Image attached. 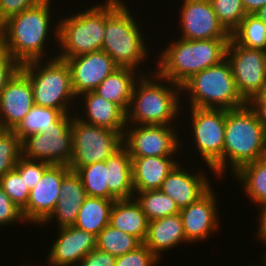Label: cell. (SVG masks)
Masks as SVG:
<instances>
[{"instance_id":"obj_1","label":"cell","mask_w":266,"mask_h":266,"mask_svg":"<svg viewBox=\"0 0 266 266\" xmlns=\"http://www.w3.org/2000/svg\"><path fill=\"white\" fill-rule=\"evenodd\" d=\"M51 1L45 0L8 18L0 25L3 44L20 65L42 58L45 60L44 58L48 57L45 56L47 54L45 52L48 51L45 49L48 48L46 43L51 39L49 37L52 33L58 44V22L55 27H51L55 19L52 18Z\"/></svg>"},{"instance_id":"obj_2","label":"cell","mask_w":266,"mask_h":266,"mask_svg":"<svg viewBox=\"0 0 266 266\" xmlns=\"http://www.w3.org/2000/svg\"><path fill=\"white\" fill-rule=\"evenodd\" d=\"M181 95V86L159 76L155 68L152 74L141 75L126 111L127 125L177 126L174 123L184 108Z\"/></svg>"},{"instance_id":"obj_3","label":"cell","mask_w":266,"mask_h":266,"mask_svg":"<svg viewBox=\"0 0 266 266\" xmlns=\"http://www.w3.org/2000/svg\"><path fill=\"white\" fill-rule=\"evenodd\" d=\"M231 38L185 40L176 38L159 53L155 71L162 78L182 85L192 75L226 59Z\"/></svg>"},{"instance_id":"obj_4","label":"cell","mask_w":266,"mask_h":266,"mask_svg":"<svg viewBox=\"0 0 266 266\" xmlns=\"http://www.w3.org/2000/svg\"><path fill=\"white\" fill-rule=\"evenodd\" d=\"M124 0H106L88 9L58 17V53L56 57L65 60L82 54L102 50L106 19ZM60 52V53H59Z\"/></svg>"},{"instance_id":"obj_5","label":"cell","mask_w":266,"mask_h":266,"mask_svg":"<svg viewBox=\"0 0 266 266\" xmlns=\"http://www.w3.org/2000/svg\"><path fill=\"white\" fill-rule=\"evenodd\" d=\"M266 157V129L253 111L244 105L225 109L223 176L230 167L231 175L243 165ZM230 166H229V165Z\"/></svg>"},{"instance_id":"obj_6","label":"cell","mask_w":266,"mask_h":266,"mask_svg":"<svg viewBox=\"0 0 266 266\" xmlns=\"http://www.w3.org/2000/svg\"><path fill=\"white\" fill-rule=\"evenodd\" d=\"M126 2H123L107 19L102 50L110 55L118 67L132 68L142 72L140 67L148 59L149 50L137 18ZM135 17V18H134ZM138 67V68H137ZM139 69V70H138ZM142 72V73H141Z\"/></svg>"},{"instance_id":"obj_7","label":"cell","mask_w":266,"mask_h":266,"mask_svg":"<svg viewBox=\"0 0 266 266\" xmlns=\"http://www.w3.org/2000/svg\"><path fill=\"white\" fill-rule=\"evenodd\" d=\"M49 56L51 59L47 58V62L43 59L31 61L22 64L20 70L30 80L35 105L59 109L64 114L72 113L77 97L72 87L69 66L56 55Z\"/></svg>"},{"instance_id":"obj_8","label":"cell","mask_w":266,"mask_h":266,"mask_svg":"<svg viewBox=\"0 0 266 266\" xmlns=\"http://www.w3.org/2000/svg\"><path fill=\"white\" fill-rule=\"evenodd\" d=\"M181 93L189 97L188 107L230 110L246 105L227 59L192 75L181 85Z\"/></svg>"},{"instance_id":"obj_9","label":"cell","mask_w":266,"mask_h":266,"mask_svg":"<svg viewBox=\"0 0 266 266\" xmlns=\"http://www.w3.org/2000/svg\"><path fill=\"white\" fill-rule=\"evenodd\" d=\"M73 153L68 167L79 168L106 161L124 146V132H117L81 121L72 114Z\"/></svg>"},{"instance_id":"obj_10","label":"cell","mask_w":266,"mask_h":266,"mask_svg":"<svg viewBox=\"0 0 266 266\" xmlns=\"http://www.w3.org/2000/svg\"><path fill=\"white\" fill-rule=\"evenodd\" d=\"M191 139L201 155L202 162L217 178H223V147L225 134V109L189 107Z\"/></svg>"},{"instance_id":"obj_11","label":"cell","mask_w":266,"mask_h":266,"mask_svg":"<svg viewBox=\"0 0 266 266\" xmlns=\"http://www.w3.org/2000/svg\"><path fill=\"white\" fill-rule=\"evenodd\" d=\"M233 78L241 97L247 102L266 86V52L248 49L230 39L226 51Z\"/></svg>"},{"instance_id":"obj_12","label":"cell","mask_w":266,"mask_h":266,"mask_svg":"<svg viewBox=\"0 0 266 266\" xmlns=\"http://www.w3.org/2000/svg\"><path fill=\"white\" fill-rule=\"evenodd\" d=\"M176 129L173 125H127L124 146L131 157L174 156L183 146Z\"/></svg>"},{"instance_id":"obj_13","label":"cell","mask_w":266,"mask_h":266,"mask_svg":"<svg viewBox=\"0 0 266 266\" xmlns=\"http://www.w3.org/2000/svg\"><path fill=\"white\" fill-rule=\"evenodd\" d=\"M72 114L58 127L28 136L21 141L22 157L69 165L73 153Z\"/></svg>"},{"instance_id":"obj_14","label":"cell","mask_w":266,"mask_h":266,"mask_svg":"<svg viewBox=\"0 0 266 266\" xmlns=\"http://www.w3.org/2000/svg\"><path fill=\"white\" fill-rule=\"evenodd\" d=\"M69 171L67 165H51L43 173L39 183L30 190L28 203L22 210L26 223L42 226L54 212L63 178Z\"/></svg>"},{"instance_id":"obj_15","label":"cell","mask_w":266,"mask_h":266,"mask_svg":"<svg viewBox=\"0 0 266 266\" xmlns=\"http://www.w3.org/2000/svg\"><path fill=\"white\" fill-rule=\"evenodd\" d=\"M179 15L180 38L207 40L231 38V34L219 22L209 0H183ZM182 29V30H181Z\"/></svg>"},{"instance_id":"obj_16","label":"cell","mask_w":266,"mask_h":266,"mask_svg":"<svg viewBox=\"0 0 266 266\" xmlns=\"http://www.w3.org/2000/svg\"><path fill=\"white\" fill-rule=\"evenodd\" d=\"M76 97L94 91L118 66L105 51H95L65 59Z\"/></svg>"},{"instance_id":"obj_17","label":"cell","mask_w":266,"mask_h":266,"mask_svg":"<svg viewBox=\"0 0 266 266\" xmlns=\"http://www.w3.org/2000/svg\"><path fill=\"white\" fill-rule=\"evenodd\" d=\"M213 187L199 200L180 209L186 240L191 243L205 241L219 228V208Z\"/></svg>"},{"instance_id":"obj_18","label":"cell","mask_w":266,"mask_h":266,"mask_svg":"<svg viewBox=\"0 0 266 266\" xmlns=\"http://www.w3.org/2000/svg\"><path fill=\"white\" fill-rule=\"evenodd\" d=\"M34 105L30 80L19 70L0 92V122L13 131Z\"/></svg>"},{"instance_id":"obj_19","label":"cell","mask_w":266,"mask_h":266,"mask_svg":"<svg viewBox=\"0 0 266 266\" xmlns=\"http://www.w3.org/2000/svg\"><path fill=\"white\" fill-rule=\"evenodd\" d=\"M183 166L184 164L179 163L167 175L160 188L176 202L179 209L196 202L212 188V182L209 181L204 170L194 173L193 170L190 172L187 167Z\"/></svg>"},{"instance_id":"obj_20","label":"cell","mask_w":266,"mask_h":266,"mask_svg":"<svg viewBox=\"0 0 266 266\" xmlns=\"http://www.w3.org/2000/svg\"><path fill=\"white\" fill-rule=\"evenodd\" d=\"M47 260L64 266L77 265L97 247V236L75 226L59 228Z\"/></svg>"},{"instance_id":"obj_21","label":"cell","mask_w":266,"mask_h":266,"mask_svg":"<svg viewBox=\"0 0 266 266\" xmlns=\"http://www.w3.org/2000/svg\"><path fill=\"white\" fill-rule=\"evenodd\" d=\"M77 99L79 101L82 99L80 102L83 105L80 108L83 109L85 115H83L84 112L78 114L75 111L74 115L81 121L117 132H125L126 110L119 103L109 102L94 91L83 93Z\"/></svg>"},{"instance_id":"obj_22","label":"cell","mask_w":266,"mask_h":266,"mask_svg":"<svg viewBox=\"0 0 266 266\" xmlns=\"http://www.w3.org/2000/svg\"><path fill=\"white\" fill-rule=\"evenodd\" d=\"M87 197L86 190L83 187L80 176L69 171L63 178L60 187V196L54 212L42 224H51V221H56L59 228L74 226L81 205Z\"/></svg>"},{"instance_id":"obj_23","label":"cell","mask_w":266,"mask_h":266,"mask_svg":"<svg viewBox=\"0 0 266 266\" xmlns=\"http://www.w3.org/2000/svg\"><path fill=\"white\" fill-rule=\"evenodd\" d=\"M176 156L131 157L134 192L160 190L167 175L179 164Z\"/></svg>"},{"instance_id":"obj_24","label":"cell","mask_w":266,"mask_h":266,"mask_svg":"<svg viewBox=\"0 0 266 266\" xmlns=\"http://www.w3.org/2000/svg\"><path fill=\"white\" fill-rule=\"evenodd\" d=\"M187 243L180 214L166 216L148 222L147 235L143 244L160 260L165 251ZM161 257V258H160Z\"/></svg>"},{"instance_id":"obj_25","label":"cell","mask_w":266,"mask_h":266,"mask_svg":"<svg viewBox=\"0 0 266 266\" xmlns=\"http://www.w3.org/2000/svg\"><path fill=\"white\" fill-rule=\"evenodd\" d=\"M109 225L135 236L142 243L145 241L148 220L134 198L114 201L110 212Z\"/></svg>"},{"instance_id":"obj_26","label":"cell","mask_w":266,"mask_h":266,"mask_svg":"<svg viewBox=\"0 0 266 266\" xmlns=\"http://www.w3.org/2000/svg\"><path fill=\"white\" fill-rule=\"evenodd\" d=\"M108 189L117 199H132L133 174L132 160L128 149L123 146L118 152L106 159Z\"/></svg>"},{"instance_id":"obj_27","label":"cell","mask_w":266,"mask_h":266,"mask_svg":"<svg viewBox=\"0 0 266 266\" xmlns=\"http://www.w3.org/2000/svg\"><path fill=\"white\" fill-rule=\"evenodd\" d=\"M140 71L118 67L108 75L94 92L109 102L119 103L126 111L129 107L133 88L141 77Z\"/></svg>"},{"instance_id":"obj_28","label":"cell","mask_w":266,"mask_h":266,"mask_svg":"<svg viewBox=\"0 0 266 266\" xmlns=\"http://www.w3.org/2000/svg\"><path fill=\"white\" fill-rule=\"evenodd\" d=\"M71 114L74 113L64 114L59 109L34 105L13 132L22 141L49 128H58Z\"/></svg>"},{"instance_id":"obj_29","label":"cell","mask_w":266,"mask_h":266,"mask_svg":"<svg viewBox=\"0 0 266 266\" xmlns=\"http://www.w3.org/2000/svg\"><path fill=\"white\" fill-rule=\"evenodd\" d=\"M232 175L241 184L243 193L252 204H266V157L243 165Z\"/></svg>"},{"instance_id":"obj_30","label":"cell","mask_w":266,"mask_h":266,"mask_svg":"<svg viewBox=\"0 0 266 266\" xmlns=\"http://www.w3.org/2000/svg\"><path fill=\"white\" fill-rule=\"evenodd\" d=\"M113 203L114 200L87 196L74 226L97 236L109 224Z\"/></svg>"},{"instance_id":"obj_31","label":"cell","mask_w":266,"mask_h":266,"mask_svg":"<svg viewBox=\"0 0 266 266\" xmlns=\"http://www.w3.org/2000/svg\"><path fill=\"white\" fill-rule=\"evenodd\" d=\"M133 198L140 205L148 222L180 212L176 202L161 190L134 192Z\"/></svg>"},{"instance_id":"obj_32","label":"cell","mask_w":266,"mask_h":266,"mask_svg":"<svg viewBox=\"0 0 266 266\" xmlns=\"http://www.w3.org/2000/svg\"><path fill=\"white\" fill-rule=\"evenodd\" d=\"M231 38L242 47L266 52V24L255 14H247Z\"/></svg>"},{"instance_id":"obj_33","label":"cell","mask_w":266,"mask_h":266,"mask_svg":"<svg viewBox=\"0 0 266 266\" xmlns=\"http://www.w3.org/2000/svg\"><path fill=\"white\" fill-rule=\"evenodd\" d=\"M76 173L80 176L87 196L117 200L108 189V171L106 161L96 162L79 168Z\"/></svg>"},{"instance_id":"obj_34","label":"cell","mask_w":266,"mask_h":266,"mask_svg":"<svg viewBox=\"0 0 266 266\" xmlns=\"http://www.w3.org/2000/svg\"><path fill=\"white\" fill-rule=\"evenodd\" d=\"M141 244L142 242L135 236L108 224L97 235L96 248L118 257L136 249Z\"/></svg>"},{"instance_id":"obj_35","label":"cell","mask_w":266,"mask_h":266,"mask_svg":"<svg viewBox=\"0 0 266 266\" xmlns=\"http://www.w3.org/2000/svg\"><path fill=\"white\" fill-rule=\"evenodd\" d=\"M219 22L231 34L247 15L242 0H209Z\"/></svg>"},{"instance_id":"obj_36","label":"cell","mask_w":266,"mask_h":266,"mask_svg":"<svg viewBox=\"0 0 266 266\" xmlns=\"http://www.w3.org/2000/svg\"><path fill=\"white\" fill-rule=\"evenodd\" d=\"M22 157L21 140L10 130L0 136V178L15 168Z\"/></svg>"},{"instance_id":"obj_37","label":"cell","mask_w":266,"mask_h":266,"mask_svg":"<svg viewBox=\"0 0 266 266\" xmlns=\"http://www.w3.org/2000/svg\"><path fill=\"white\" fill-rule=\"evenodd\" d=\"M0 186L17 207L21 210L26 207L30 189L15 168L0 178Z\"/></svg>"},{"instance_id":"obj_38","label":"cell","mask_w":266,"mask_h":266,"mask_svg":"<svg viewBox=\"0 0 266 266\" xmlns=\"http://www.w3.org/2000/svg\"><path fill=\"white\" fill-rule=\"evenodd\" d=\"M51 165L52 164L46 161L30 160L21 157L15 164V169L20 173L21 177L24 178V182L31 190L39 183L43 173Z\"/></svg>"},{"instance_id":"obj_39","label":"cell","mask_w":266,"mask_h":266,"mask_svg":"<svg viewBox=\"0 0 266 266\" xmlns=\"http://www.w3.org/2000/svg\"><path fill=\"white\" fill-rule=\"evenodd\" d=\"M160 260L143 243L136 249L116 257L115 266H156Z\"/></svg>"},{"instance_id":"obj_40","label":"cell","mask_w":266,"mask_h":266,"mask_svg":"<svg viewBox=\"0 0 266 266\" xmlns=\"http://www.w3.org/2000/svg\"><path fill=\"white\" fill-rule=\"evenodd\" d=\"M25 223L22 210L17 207L0 186V226Z\"/></svg>"},{"instance_id":"obj_41","label":"cell","mask_w":266,"mask_h":266,"mask_svg":"<svg viewBox=\"0 0 266 266\" xmlns=\"http://www.w3.org/2000/svg\"><path fill=\"white\" fill-rule=\"evenodd\" d=\"M20 69L21 65L8 53L0 36V92Z\"/></svg>"},{"instance_id":"obj_42","label":"cell","mask_w":266,"mask_h":266,"mask_svg":"<svg viewBox=\"0 0 266 266\" xmlns=\"http://www.w3.org/2000/svg\"><path fill=\"white\" fill-rule=\"evenodd\" d=\"M43 1L45 0H0V25L8 18Z\"/></svg>"},{"instance_id":"obj_43","label":"cell","mask_w":266,"mask_h":266,"mask_svg":"<svg viewBox=\"0 0 266 266\" xmlns=\"http://www.w3.org/2000/svg\"><path fill=\"white\" fill-rule=\"evenodd\" d=\"M116 257L110 253L93 249L76 266H115Z\"/></svg>"},{"instance_id":"obj_44","label":"cell","mask_w":266,"mask_h":266,"mask_svg":"<svg viewBox=\"0 0 266 266\" xmlns=\"http://www.w3.org/2000/svg\"><path fill=\"white\" fill-rule=\"evenodd\" d=\"M246 104L255 114L257 121L266 129V86L256 97H251Z\"/></svg>"},{"instance_id":"obj_45","label":"cell","mask_w":266,"mask_h":266,"mask_svg":"<svg viewBox=\"0 0 266 266\" xmlns=\"http://www.w3.org/2000/svg\"><path fill=\"white\" fill-rule=\"evenodd\" d=\"M260 209L259 216H258V232L257 240L259 239L262 244L266 245V204L258 206Z\"/></svg>"},{"instance_id":"obj_46","label":"cell","mask_w":266,"mask_h":266,"mask_svg":"<svg viewBox=\"0 0 266 266\" xmlns=\"http://www.w3.org/2000/svg\"><path fill=\"white\" fill-rule=\"evenodd\" d=\"M246 14H254L266 5V0H242Z\"/></svg>"},{"instance_id":"obj_47","label":"cell","mask_w":266,"mask_h":266,"mask_svg":"<svg viewBox=\"0 0 266 266\" xmlns=\"http://www.w3.org/2000/svg\"><path fill=\"white\" fill-rule=\"evenodd\" d=\"M254 14L266 24V5L260 8Z\"/></svg>"},{"instance_id":"obj_48","label":"cell","mask_w":266,"mask_h":266,"mask_svg":"<svg viewBox=\"0 0 266 266\" xmlns=\"http://www.w3.org/2000/svg\"><path fill=\"white\" fill-rule=\"evenodd\" d=\"M6 131L3 124L0 122V136Z\"/></svg>"},{"instance_id":"obj_49","label":"cell","mask_w":266,"mask_h":266,"mask_svg":"<svg viewBox=\"0 0 266 266\" xmlns=\"http://www.w3.org/2000/svg\"><path fill=\"white\" fill-rule=\"evenodd\" d=\"M46 262L48 263V266H64V265L54 264V263L50 262L49 260H47Z\"/></svg>"}]
</instances>
